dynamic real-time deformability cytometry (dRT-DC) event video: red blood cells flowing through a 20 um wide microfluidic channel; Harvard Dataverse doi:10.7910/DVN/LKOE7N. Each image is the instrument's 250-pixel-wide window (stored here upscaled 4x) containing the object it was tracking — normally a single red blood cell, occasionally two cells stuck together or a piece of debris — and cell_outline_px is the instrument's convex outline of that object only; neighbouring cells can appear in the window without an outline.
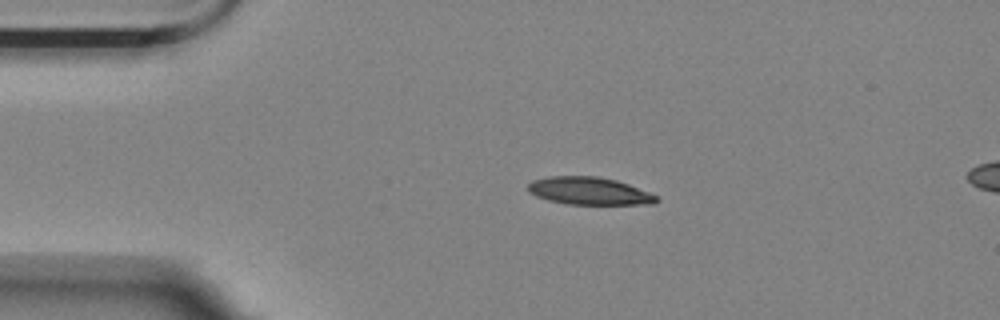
{"species": "Egyptian fruit bat (a non-hibernating species)", "species_latin": "Rousettus aegyptiacus", "temperature_condition": "room temperature", "stored_images_in_passage": 45, "camera_frame_rate_fps": 3000, "um_per_image_px": 0.085, "animal": {"sex": "female"}, "frame": {"image": 1, "passage_image": 1, "time_ms": 0.0, "image_size_px": [1000, 320], "cell_outline_px": [[660, 200], [652, 204], [564, 204], [548, 200], [536, 196], [528, 192], [528, 184], [532, 180], [548, 176], [596, 176], [616, 180], [628, 184], [660, 196]], "centroid_in_image_um": [50.09, 16.23], "position_along_channel_um": 34.9, "area_um2": 20.81}}
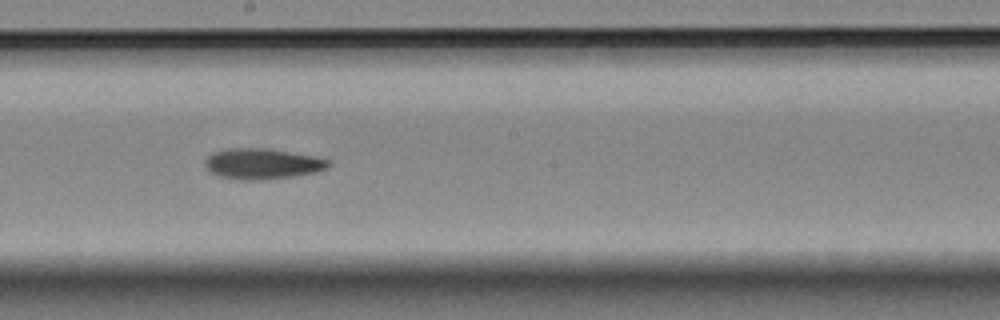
{"frame": {"image": 2, "passage_image": 20, "time_ms": 6.333, "image_size_px": [1000, 320], "cell_outline_px": [[332, 164], [328, 168], [316, 172], [292, 176], [260, 180], [240, 180], [220, 176], [208, 172], [204, 164], [204, 160], [212, 152], [228, 148], [268, 148], [312, 156], [328, 160]], "centroid_in_image_um": [22.25, 13.92], "position_along_channel_um": 226.0, "area_um2": 22.14}}
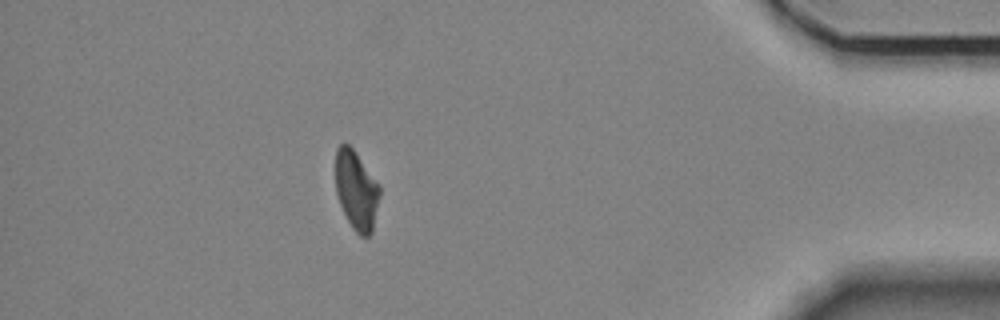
{"frame": {"image": 3, "passage_image": 39, "time_ms": 12.667, "image_size_px": [1000, 320], "cell_outline_px": [[380, 196], [372, 232], [368, 236], [360, 236], [352, 228], [340, 204], [336, 192], [336, 148], [340, 144], [348, 144], [352, 148], [380, 184]], "centroid_in_image_um": [30.3, 16.18], "position_along_channel_um": 404.9, "area_um2": 20.29}, "authors_computed_cell_mechanics": {"area_um2": 21.2704, "velocity_mm_per_s": 3.5623, "shape_relaxation_time_tau1_ms": 10.7196, "shape_relaxation_time_tau2_ms": 5.6288, "deformation_change_tau1": 0.202, "deformation_change_tau2": 0.1246}}